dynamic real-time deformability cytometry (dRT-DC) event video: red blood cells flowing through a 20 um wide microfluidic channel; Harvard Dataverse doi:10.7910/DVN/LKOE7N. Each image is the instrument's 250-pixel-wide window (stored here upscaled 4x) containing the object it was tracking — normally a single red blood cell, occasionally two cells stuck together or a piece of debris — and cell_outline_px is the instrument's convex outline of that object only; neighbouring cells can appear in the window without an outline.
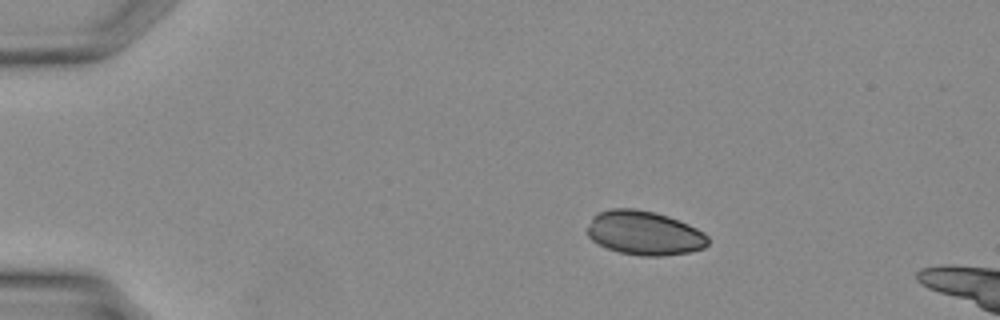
{"species": "Egyptian fruit bat (a non-hibernating species)", "species_latin": "Rousettus aegyptiacus", "temperature_condition": "warm", "stored_images_in_passage": 6, "camera_frame_rate_fps": 3000, "um_per_image_px": 0.085, "animal": {"sex": "female"}, "frame": {"image": 1, "passage_image": 1, "time_ms": 0.0, "image_size_px": [1000, 320], "cell_outline_px": [[708, 244], [704, 248], [688, 252], [660, 256], [640, 256], [620, 252], [608, 248], [592, 240], [588, 236], [588, 228], [592, 216], [600, 212], [612, 208], [632, 208], [656, 212], [668, 216], [688, 224], [704, 232], [708, 236]], "centroid_in_image_um": [54.78, 19.8], "position_along_channel_um": 30.2, "area_um2": 30.92}}